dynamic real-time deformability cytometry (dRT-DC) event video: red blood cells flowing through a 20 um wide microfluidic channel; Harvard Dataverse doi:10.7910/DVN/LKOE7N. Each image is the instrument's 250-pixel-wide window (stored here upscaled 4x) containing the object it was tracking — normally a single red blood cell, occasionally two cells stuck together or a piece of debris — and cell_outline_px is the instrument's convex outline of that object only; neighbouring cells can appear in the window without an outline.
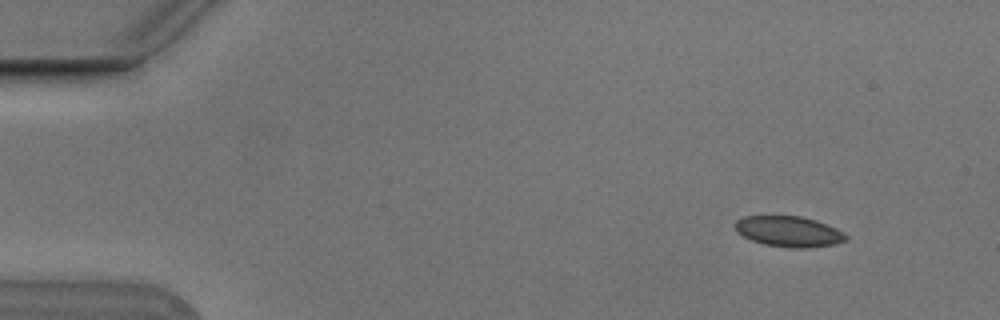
{"species": "Egyptian fruit bat (a non-hibernating species)", "species_latin": "Rousettus aegyptiacus", "temperature_condition": "cold", "stored_images_in_passage": 5, "camera_frame_rate_fps": 3000, "um_per_image_px": 0.085, "animal": {"sex": "male"}, "frame": {"image": 1, "passage_image": 1, "time_ms": 0.0, "image_size_px": [1000, 320], "cell_outline_px": [[848, 240], [836, 244], [808, 248], [788, 248], [764, 244], [752, 240], [736, 232], [736, 220], [744, 216], [800, 216], [816, 220], [836, 228], [844, 232], [848, 236]], "centroid_in_image_um": [67.09, 19.68], "position_along_channel_um": 17.9, "area_um2": 19.88}}